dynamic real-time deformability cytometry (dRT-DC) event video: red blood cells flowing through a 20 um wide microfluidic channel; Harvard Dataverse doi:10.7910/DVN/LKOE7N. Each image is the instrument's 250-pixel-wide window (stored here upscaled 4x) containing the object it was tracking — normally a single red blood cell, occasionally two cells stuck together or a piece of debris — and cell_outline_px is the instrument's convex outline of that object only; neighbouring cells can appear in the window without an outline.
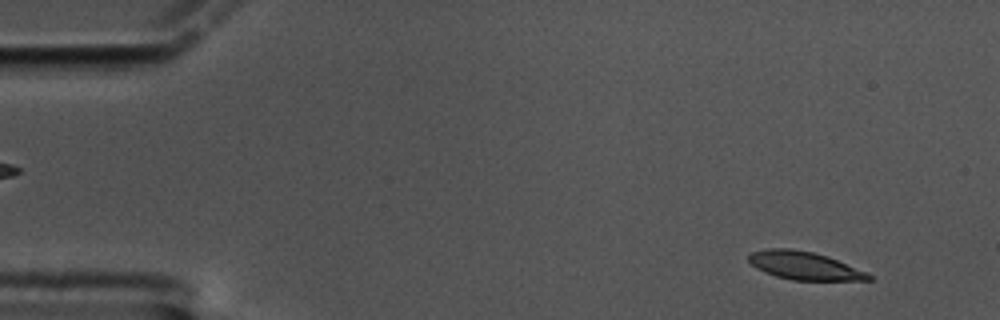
{"species": "common noctule bat (a hibernating species)", "species_latin": "Nyctalus noctula", "temperature_condition": "cold", "stored_images_in_passage": 59, "camera_frame_rate_fps": 3000, "um_per_image_px": 0.085, "animal": {"sex": "male", "body_mass_g": 17.5, "forearm_length_mm": 52.3}, "frame": {"image": 1, "passage_image": 5, "time_ms": 1.333, "image_size_px": [1000, 320], "cell_outline_px": [[872, 280], [792, 280], [776, 276], [764, 272], [756, 268], [748, 260], [748, 256], [752, 252], [768, 248], [788, 248], [812, 252], [828, 256], [868, 272], [872, 276]], "centroid_in_image_um": [68.38, 22.58], "position_along_channel_um": 16.6, "area_um2": 19.59}}
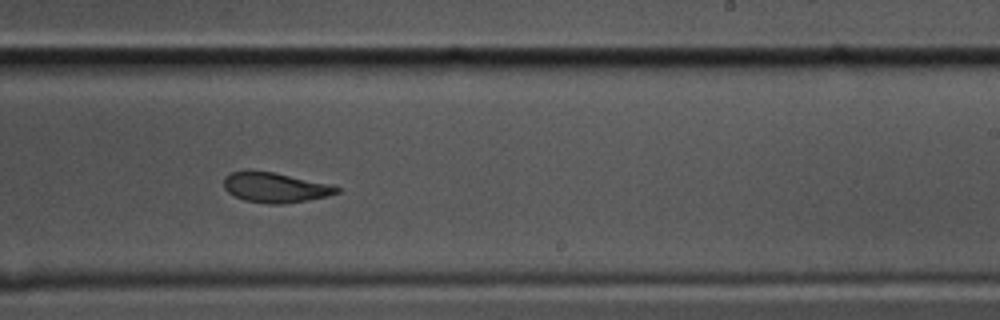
{"frame": {"image": 2, "passage_image": 36, "time_ms": 11.667, "image_size_px": [1000, 320], "cell_outline_px": [[340, 192], [308, 200], [284, 204], [268, 204], [244, 200], [228, 192], [224, 188], [224, 176], [232, 172], [272, 172], [332, 184], [340, 188]], "centroid_in_image_um": [23.41, 15.95], "position_along_channel_um": 265.6, "area_um2": 19.42}}
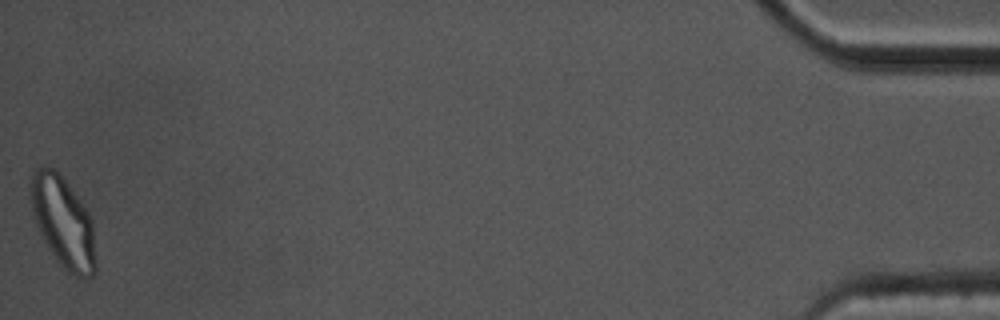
{"frame": {"image": 3, "passage_image": 59, "time_ms": 19.333, "image_size_px": [1000, 320], "cell_outline_px": [[96, 272], [92, 276], [84, 280], [68, 272], [56, 260], [48, 248], [36, 224], [28, 196], [28, 184], [32, 168], [44, 164], [52, 168], [64, 180], [84, 204], [92, 220], [96, 260]], "centroid_in_image_um": [5.33, 18.85], "position_along_channel_um": 429.9, "area_um2": 35.14}, "authors_computed_cell_mechanics": {"area_um2": 20.7502, "velocity_mm_per_s": 3.3857, "shape_relaxation_time_tau1_ms": 3.8811, "shape_relaxation_time_tau2_ms": 4.0611, "deformation_change_tau1": 0.1485, "deformation_change_tau2": 0.1066}}